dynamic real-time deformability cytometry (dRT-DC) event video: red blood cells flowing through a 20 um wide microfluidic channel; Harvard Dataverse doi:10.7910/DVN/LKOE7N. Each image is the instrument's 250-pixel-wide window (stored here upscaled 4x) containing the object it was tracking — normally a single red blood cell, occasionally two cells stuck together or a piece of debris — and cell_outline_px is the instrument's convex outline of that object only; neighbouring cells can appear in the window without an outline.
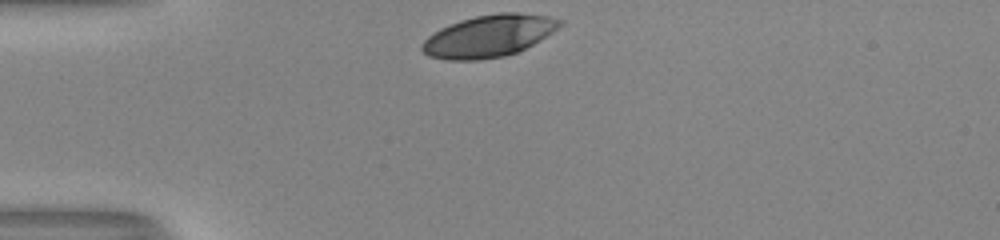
{"species": "human", "species_latin": "Homo sapiens", "temperature_condition": "room temperature", "stored_images_in_passage": 29, "camera_frame_rate_fps": 3000, "um_per_image_px": 0.085, "donor": {"sex": "male"}, "frame": {"image": 1, "passage_image": 1, "time_ms": 0.0, "image_size_px": [1000, 240], "cell_outline_px": [[564, 20], [552, 32], [532, 44], [516, 52], [504, 56], [480, 60], [444, 60], [428, 56], [420, 48], [420, 44], [428, 36], [440, 28], [448, 24], [460, 20], [476, 16], [500, 12], [516, 12], [548, 16]], "centroid_in_image_um": [41.49, 3.06], "position_along_channel_um": 43.5, "area_um2": 33.64}}
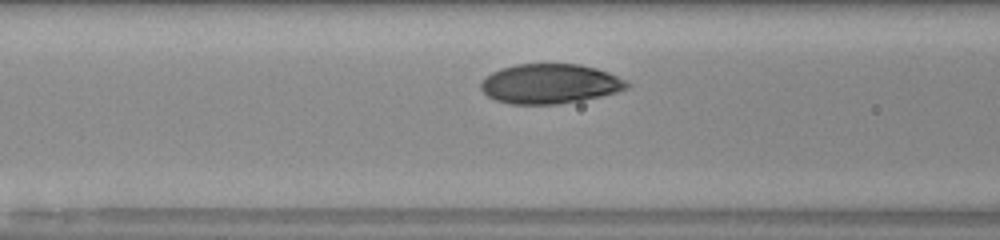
{"frame": {"image": 2, "passage_image": 9, "time_ms": 2.667, "image_size_px": [1000, 240], "cell_outline_px": [[632, 84], [628, 88], [616, 92], [600, 96], [580, 100], [556, 104], [512, 104], [496, 100], [488, 96], [480, 88], [480, 84], [484, 76], [500, 68], [516, 64], [580, 64], [596, 68], [608, 72], [628, 80]], "centroid_in_image_um": [46.75, 7.11], "position_along_channel_um": 119.9, "area_um2": 33.93}}
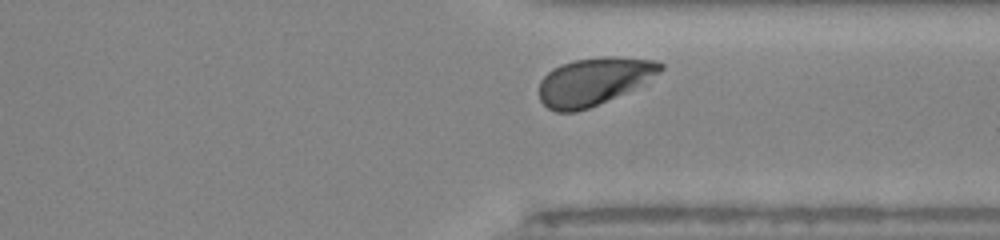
{"frame": {"image": 3, "passage_image": 27, "time_ms": 8.667, "image_size_px": [1000, 240], "cell_outline_px": [[664, 68], [660, 72], [624, 92], [588, 108], [576, 112], [556, 112], [548, 108], [540, 100], [540, 80], [552, 68], [560, 64], [576, 60], [604, 56], [612, 56], [656, 60], [664, 64]], "centroid_in_image_um": [50.43, 6.9], "position_along_channel_um": 361.0, "area_um2": 33.06}, "authors_computed_cell_mechanics": {"area_um2": 33.6396, "velocity_mm_per_s": 4.0078, "shape_relaxation_time_tau1_ms": 1.9114, "shape_relaxation_time_tau2_ms": null, "deformation_change_tau1": 0.1369, "deformation_change_tau2": null}}